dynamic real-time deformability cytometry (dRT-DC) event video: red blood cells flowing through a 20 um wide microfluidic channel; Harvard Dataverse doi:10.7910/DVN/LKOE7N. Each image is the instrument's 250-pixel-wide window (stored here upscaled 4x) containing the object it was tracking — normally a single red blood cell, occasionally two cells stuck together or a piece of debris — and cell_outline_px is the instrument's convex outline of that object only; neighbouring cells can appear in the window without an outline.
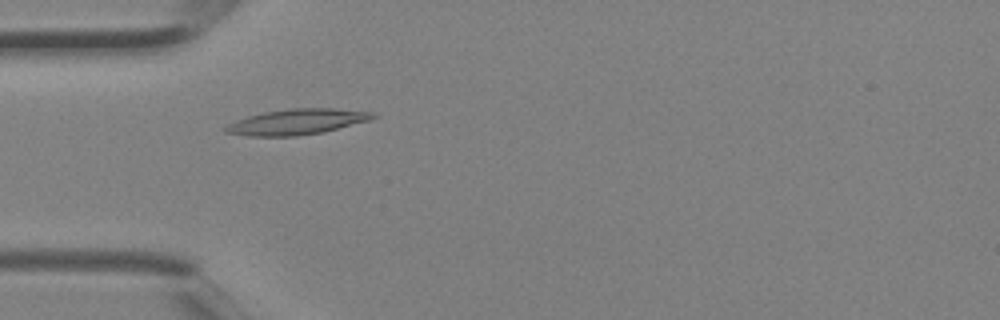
{"species": "Egyptian fruit bat (a non-hibernating species)", "species_latin": "Rousettus aegyptiacus", "temperature_condition": "room temperature", "stored_images_in_passage": 4, "camera_frame_rate_fps": 3000, "um_per_image_px": 0.085, "animal": {"sex": "female"}, "frame": {"image": 1, "passage_image": 3, "time_ms": 0.667, "image_size_px": [1000, 320], "cell_outline_px": [[376, 116], [368, 120], [324, 132], [296, 136], [248, 136], [224, 132], [224, 128], [228, 124], [236, 120], [248, 116], [264, 112], [292, 108], [332, 108], [376, 112]], "centroid_in_image_um": [25.23, 10.35], "position_along_channel_um": 59.8, "area_um2": 21.85}}
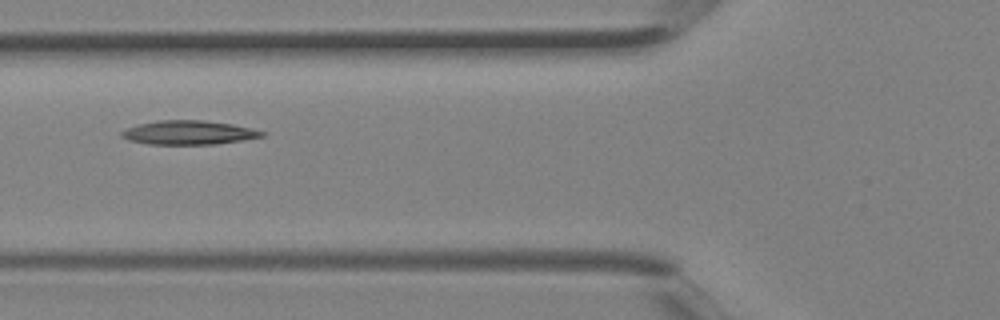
{"frame": {"image": 2, "passage_image": 4, "time_ms": 1.0, "image_size_px": [1000, 320], "cell_outline_px": [[268, 132], [264, 136], [216, 144], [148, 144], [128, 140], [120, 136], [120, 132], [128, 128], [140, 124], [156, 120], [200, 120], [232, 124], [252, 128]], "centroid_in_image_um": [16.04, 11.27], "position_along_channel_um": 109.8, "area_um2": 19.54}}